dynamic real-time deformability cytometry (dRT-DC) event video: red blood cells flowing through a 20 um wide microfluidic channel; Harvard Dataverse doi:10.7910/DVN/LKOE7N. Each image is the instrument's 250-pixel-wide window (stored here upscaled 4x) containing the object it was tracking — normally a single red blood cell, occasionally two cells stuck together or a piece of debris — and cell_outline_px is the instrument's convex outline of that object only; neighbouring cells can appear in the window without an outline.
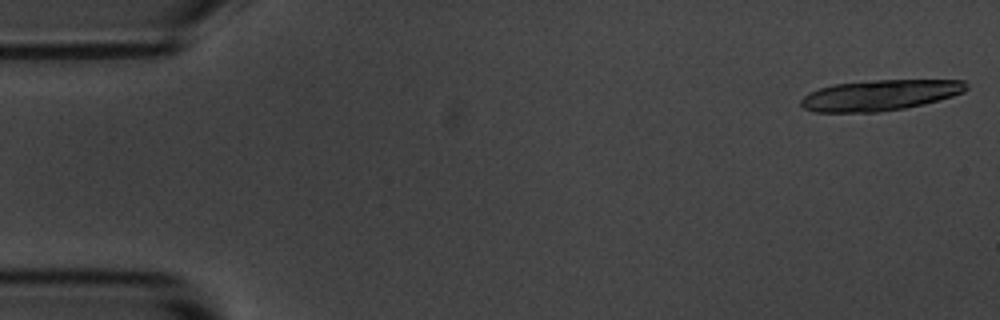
{"species": "common noctule bat (a hibernating species)", "species_latin": "Nyctalus noctula", "temperature_condition": "room temperature", "stored_images_in_passage": 5, "camera_frame_rate_fps": 3000, "um_per_image_px": 0.085, "animal": {"sex": "male", "body_mass_g": 20.1, "forearm_length_mm": 53.5}, "frame": {"image": 1, "passage_image": 1, "time_ms": 0.0, "image_size_px": [1000, 320], "cell_outline_px": [[968, 88], [964, 92], [952, 96], [924, 104], [904, 108], [880, 112], [816, 112], [804, 108], [800, 104], [800, 100], [808, 92], [832, 84], [876, 80], [964, 80], [968, 84]], "centroid_in_image_um": [74.79, 8.09], "position_along_channel_um": 10.2, "area_um2": 29.65}}